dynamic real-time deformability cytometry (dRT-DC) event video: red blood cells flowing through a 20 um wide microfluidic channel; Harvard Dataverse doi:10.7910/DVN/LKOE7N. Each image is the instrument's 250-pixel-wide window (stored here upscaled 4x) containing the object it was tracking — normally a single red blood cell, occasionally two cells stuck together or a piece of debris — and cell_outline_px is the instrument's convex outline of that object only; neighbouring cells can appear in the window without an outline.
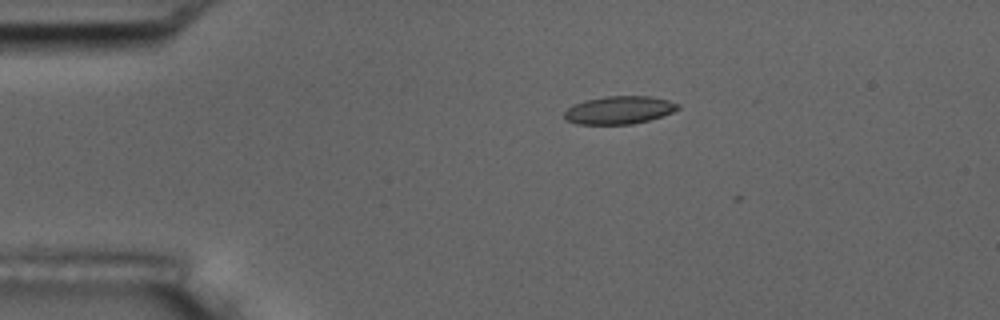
{"species": "common noctule bat (a hibernating species)", "species_latin": "Nyctalus noctula", "temperature_condition": "room temperature", "stored_images_in_passage": 4, "camera_frame_rate_fps": 3000, "um_per_image_px": 0.085, "animal": {"sex": "male", "body_mass_g": 17.5, "forearm_length_mm": 52.3}, "frame": {"image": 1, "passage_image": 3, "time_ms": 3.0, "image_size_px": [1000, 320], "cell_outline_px": [[680, 108], [672, 112], [648, 120], [632, 124], [576, 124], [564, 120], [564, 112], [568, 108], [584, 100], [604, 96], [648, 96], [668, 100], [680, 104]], "centroid_in_image_um": [52.6, 9.35], "position_along_channel_um": 32.4, "area_um2": 18.44}}